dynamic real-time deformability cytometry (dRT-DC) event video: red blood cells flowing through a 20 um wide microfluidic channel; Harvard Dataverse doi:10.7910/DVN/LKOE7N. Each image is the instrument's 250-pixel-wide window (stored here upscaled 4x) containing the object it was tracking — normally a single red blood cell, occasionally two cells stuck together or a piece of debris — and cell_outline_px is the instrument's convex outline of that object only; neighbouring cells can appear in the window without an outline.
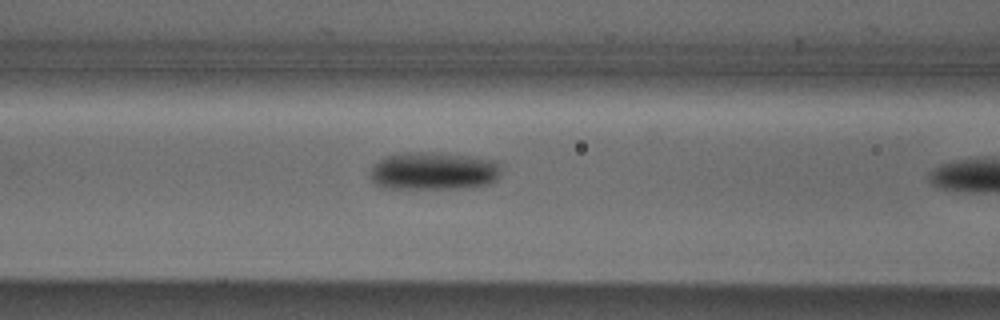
{"species": "Egyptian fruit bat (a non-hibernating species)", "species_latin": "Rousettus aegyptiacus", "temperature_condition": "cold", "stored_images_in_passage": 11, "camera_frame_rate_fps": 3000, "um_per_image_px": 0.085, "animal": {"sex": "male"}, "frame": {"image": 1, "passage_image": 10, "time_ms": 3.0, "image_size_px": [1000, 320], "cell_outline_px": [[500, 176], [496, 180], [488, 184], [464, 188], [380, 188], [372, 180], [372, 168], [384, 156], [404, 152], [428, 152], [468, 156], [496, 160], [500, 164]], "centroid_in_image_um": [36.88, 14.53], "position_along_channel_um": 129.7, "area_um2": 28.84}}